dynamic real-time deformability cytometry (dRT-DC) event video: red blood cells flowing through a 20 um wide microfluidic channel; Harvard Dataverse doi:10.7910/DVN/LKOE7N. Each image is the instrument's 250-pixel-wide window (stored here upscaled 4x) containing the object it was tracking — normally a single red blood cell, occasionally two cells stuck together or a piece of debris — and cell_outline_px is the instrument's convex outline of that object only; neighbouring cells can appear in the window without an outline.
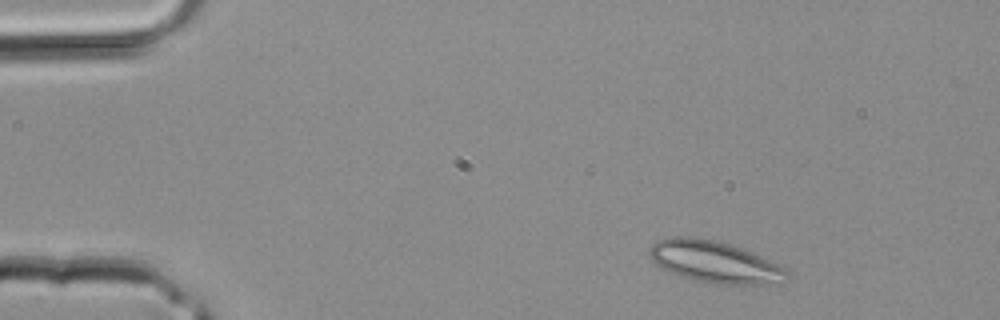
{"species": "common noctule bat (a hibernating species)", "species_latin": "Nyctalus noctula", "temperature_condition": "room temperature", "stored_images_in_passage": 1, "camera_frame_rate_fps": 3000, "um_per_image_px": 0.085, "animal": {"sex": "male", "body_mass_g": 20.4}, "frame": {"image": 1, "passage_image": 1, "time_ms": 0.0, "image_size_px": [1000, 320], "cell_outline_px": [[788, 276], [784, 284], [720, 284], [700, 280], [684, 276], [672, 272], [656, 264], [652, 260], [648, 252], [652, 244], [660, 240], [672, 236], [688, 236], [712, 240], [728, 244], [752, 252], [784, 268], [788, 272]], "centroid_in_image_um": [60.77, 22.26], "position_along_channel_um": 24.2, "area_um2": 32.77}}